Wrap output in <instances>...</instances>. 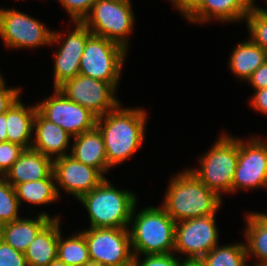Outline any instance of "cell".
Wrapping results in <instances>:
<instances>
[{
    "label": "cell",
    "mask_w": 267,
    "mask_h": 266,
    "mask_svg": "<svg viewBox=\"0 0 267 266\" xmlns=\"http://www.w3.org/2000/svg\"><path fill=\"white\" fill-rule=\"evenodd\" d=\"M60 221L51 220L30 243L24 252L27 266H48L57 259Z\"/></svg>",
    "instance_id": "44dd1931"
},
{
    "label": "cell",
    "mask_w": 267,
    "mask_h": 266,
    "mask_svg": "<svg viewBox=\"0 0 267 266\" xmlns=\"http://www.w3.org/2000/svg\"><path fill=\"white\" fill-rule=\"evenodd\" d=\"M245 19L250 39L267 52V13L253 5Z\"/></svg>",
    "instance_id": "f1b7e54d"
},
{
    "label": "cell",
    "mask_w": 267,
    "mask_h": 266,
    "mask_svg": "<svg viewBox=\"0 0 267 266\" xmlns=\"http://www.w3.org/2000/svg\"><path fill=\"white\" fill-rule=\"evenodd\" d=\"M48 266H68V265H66L64 262H62V261H60L58 259H55L52 262H50L48 264Z\"/></svg>",
    "instance_id": "60d3db41"
},
{
    "label": "cell",
    "mask_w": 267,
    "mask_h": 266,
    "mask_svg": "<svg viewBox=\"0 0 267 266\" xmlns=\"http://www.w3.org/2000/svg\"><path fill=\"white\" fill-rule=\"evenodd\" d=\"M4 83L0 87V114L7 112L13 103L20 97L19 88H7Z\"/></svg>",
    "instance_id": "e575fe53"
},
{
    "label": "cell",
    "mask_w": 267,
    "mask_h": 266,
    "mask_svg": "<svg viewBox=\"0 0 267 266\" xmlns=\"http://www.w3.org/2000/svg\"><path fill=\"white\" fill-rule=\"evenodd\" d=\"M73 22H82L97 0H58Z\"/></svg>",
    "instance_id": "4dcf8cb0"
},
{
    "label": "cell",
    "mask_w": 267,
    "mask_h": 266,
    "mask_svg": "<svg viewBox=\"0 0 267 266\" xmlns=\"http://www.w3.org/2000/svg\"><path fill=\"white\" fill-rule=\"evenodd\" d=\"M53 174L58 196V187H61L76 199L96 188L105 179L97 168L79 162L70 154L53 159Z\"/></svg>",
    "instance_id": "5bb4252c"
},
{
    "label": "cell",
    "mask_w": 267,
    "mask_h": 266,
    "mask_svg": "<svg viewBox=\"0 0 267 266\" xmlns=\"http://www.w3.org/2000/svg\"><path fill=\"white\" fill-rule=\"evenodd\" d=\"M24 147L12 142H0V175L4 176L5 173L11 168L13 163L19 158L20 154L24 151Z\"/></svg>",
    "instance_id": "1f68e13d"
},
{
    "label": "cell",
    "mask_w": 267,
    "mask_h": 266,
    "mask_svg": "<svg viewBox=\"0 0 267 266\" xmlns=\"http://www.w3.org/2000/svg\"><path fill=\"white\" fill-rule=\"evenodd\" d=\"M54 181L55 176L52 171L45 179L17 184L14 188L19 205L21 201L34 205H46L56 201L59 196Z\"/></svg>",
    "instance_id": "cb8c5ba5"
},
{
    "label": "cell",
    "mask_w": 267,
    "mask_h": 266,
    "mask_svg": "<svg viewBox=\"0 0 267 266\" xmlns=\"http://www.w3.org/2000/svg\"><path fill=\"white\" fill-rule=\"evenodd\" d=\"M57 259L68 266H91L88 246L82 232L62 239L59 234L57 246Z\"/></svg>",
    "instance_id": "d4e9b609"
},
{
    "label": "cell",
    "mask_w": 267,
    "mask_h": 266,
    "mask_svg": "<svg viewBox=\"0 0 267 266\" xmlns=\"http://www.w3.org/2000/svg\"><path fill=\"white\" fill-rule=\"evenodd\" d=\"M126 52L122 45L91 34L80 59L79 74L108 82L117 89Z\"/></svg>",
    "instance_id": "52a82bcc"
},
{
    "label": "cell",
    "mask_w": 267,
    "mask_h": 266,
    "mask_svg": "<svg viewBox=\"0 0 267 266\" xmlns=\"http://www.w3.org/2000/svg\"><path fill=\"white\" fill-rule=\"evenodd\" d=\"M246 247L243 243L214 247L201 262L205 266H247Z\"/></svg>",
    "instance_id": "484cf974"
},
{
    "label": "cell",
    "mask_w": 267,
    "mask_h": 266,
    "mask_svg": "<svg viewBox=\"0 0 267 266\" xmlns=\"http://www.w3.org/2000/svg\"><path fill=\"white\" fill-rule=\"evenodd\" d=\"M267 61V52L250 38L238 44L229 58V66L237 78L245 79Z\"/></svg>",
    "instance_id": "7402d4cb"
},
{
    "label": "cell",
    "mask_w": 267,
    "mask_h": 266,
    "mask_svg": "<svg viewBox=\"0 0 267 266\" xmlns=\"http://www.w3.org/2000/svg\"><path fill=\"white\" fill-rule=\"evenodd\" d=\"M239 156V139L223 134L200 159V169H190L209 189L221 193L232 192V182Z\"/></svg>",
    "instance_id": "5b68a950"
},
{
    "label": "cell",
    "mask_w": 267,
    "mask_h": 266,
    "mask_svg": "<svg viewBox=\"0 0 267 266\" xmlns=\"http://www.w3.org/2000/svg\"><path fill=\"white\" fill-rule=\"evenodd\" d=\"M146 119L144 110L120 108V104L97 117L96 127L102 134L110 167L121 164L142 146Z\"/></svg>",
    "instance_id": "6da1fadb"
},
{
    "label": "cell",
    "mask_w": 267,
    "mask_h": 266,
    "mask_svg": "<svg viewBox=\"0 0 267 266\" xmlns=\"http://www.w3.org/2000/svg\"><path fill=\"white\" fill-rule=\"evenodd\" d=\"M146 258L139 261V255L133 256L132 266H181L182 259L176 257L175 254H152L145 255Z\"/></svg>",
    "instance_id": "d6a6232c"
},
{
    "label": "cell",
    "mask_w": 267,
    "mask_h": 266,
    "mask_svg": "<svg viewBox=\"0 0 267 266\" xmlns=\"http://www.w3.org/2000/svg\"><path fill=\"white\" fill-rule=\"evenodd\" d=\"M53 171V159L32 148L24 149L3 176L15 187L19 183L45 179Z\"/></svg>",
    "instance_id": "2e32d148"
},
{
    "label": "cell",
    "mask_w": 267,
    "mask_h": 266,
    "mask_svg": "<svg viewBox=\"0 0 267 266\" xmlns=\"http://www.w3.org/2000/svg\"><path fill=\"white\" fill-rule=\"evenodd\" d=\"M247 258L251 255L258 259L254 266H264L267 264V214L248 213L246 214Z\"/></svg>",
    "instance_id": "603a6c76"
},
{
    "label": "cell",
    "mask_w": 267,
    "mask_h": 266,
    "mask_svg": "<svg viewBox=\"0 0 267 266\" xmlns=\"http://www.w3.org/2000/svg\"><path fill=\"white\" fill-rule=\"evenodd\" d=\"M267 188V141L250 138L249 142L239 139V156L232 193L243 190Z\"/></svg>",
    "instance_id": "4fadbf2b"
},
{
    "label": "cell",
    "mask_w": 267,
    "mask_h": 266,
    "mask_svg": "<svg viewBox=\"0 0 267 266\" xmlns=\"http://www.w3.org/2000/svg\"><path fill=\"white\" fill-rule=\"evenodd\" d=\"M253 5L252 0H200L185 18L196 24L213 18L222 22H235L245 20Z\"/></svg>",
    "instance_id": "9a60e30c"
},
{
    "label": "cell",
    "mask_w": 267,
    "mask_h": 266,
    "mask_svg": "<svg viewBox=\"0 0 267 266\" xmlns=\"http://www.w3.org/2000/svg\"><path fill=\"white\" fill-rule=\"evenodd\" d=\"M136 199L133 192L116 189L105 178L78 200L89 214L91 228H128Z\"/></svg>",
    "instance_id": "277c9868"
},
{
    "label": "cell",
    "mask_w": 267,
    "mask_h": 266,
    "mask_svg": "<svg viewBox=\"0 0 267 266\" xmlns=\"http://www.w3.org/2000/svg\"><path fill=\"white\" fill-rule=\"evenodd\" d=\"M34 129L36 137L33 140L32 149L51 159L54 155H56L54 158L68 155L65 152L72 136L63 128L44 119L37 112L34 118Z\"/></svg>",
    "instance_id": "e0dca14e"
},
{
    "label": "cell",
    "mask_w": 267,
    "mask_h": 266,
    "mask_svg": "<svg viewBox=\"0 0 267 266\" xmlns=\"http://www.w3.org/2000/svg\"><path fill=\"white\" fill-rule=\"evenodd\" d=\"M91 266H132L133 252L128 228H89L82 231Z\"/></svg>",
    "instance_id": "9c48e42d"
},
{
    "label": "cell",
    "mask_w": 267,
    "mask_h": 266,
    "mask_svg": "<svg viewBox=\"0 0 267 266\" xmlns=\"http://www.w3.org/2000/svg\"><path fill=\"white\" fill-rule=\"evenodd\" d=\"M0 266H27L23 252L15 250L0 238Z\"/></svg>",
    "instance_id": "836d02e7"
},
{
    "label": "cell",
    "mask_w": 267,
    "mask_h": 266,
    "mask_svg": "<svg viewBox=\"0 0 267 266\" xmlns=\"http://www.w3.org/2000/svg\"><path fill=\"white\" fill-rule=\"evenodd\" d=\"M71 156L79 162L97 168L102 174L111 168L107 162L105 144L97 127L74 137Z\"/></svg>",
    "instance_id": "ac0fdd59"
},
{
    "label": "cell",
    "mask_w": 267,
    "mask_h": 266,
    "mask_svg": "<svg viewBox=\"0 0 267 266\" xmlns=\"http://www.w3.org/2000/svg\"><path fill=\"white\" fill-rule=\"evenodd\" d=\"M181 266H205L201 260H185L183 258Z\"/></svg>",
    "instance_id": "ab89813d"
},
{
    "label": "cell",
    "mask_w": 267,
    "mask_h": 266,
    "mask_svg": "<svg viewBox=\"0 0 267 266\" xmlns=\"http://www.w3.org/2000/svg\"><path fill=\"white\" fill-rule=\"evenodd\" d=\"M218 246L215 214L179 221L175 224L174 253H182L185 260H201Z\"/></svg>",
    "instance_id": "30bf717a"
},
{
    "label": "cell",
    "mask_w": 267,
    "mask_h": 266,
    "mask_svg": "<svg viewBox=\"0 0 267 266\" xmlns=\"http://www.w3.org/2000/svg\"><path fill=\"white\" fill-rule=\"evenodd\" d=\"M81 57L55 55L54 58V89H58L66 81L79 74Z\"/></svg>",
    "instance_id": "f546056e"
},
{
    "label": "cell",
    "mask_w": 267,
    "mask_h": 266,
    "mask_svg": "<svg viewBox=\"0 0 267 266\" xmlns=\"http://www.w3.org/2000/svg\"><path fill=\"white\" fill-rule=\"evenodd\" d=\"M39 20L16 9L0 8V37L11 48H36L61 43L63 34L48 30Z\"/></svg>",
    "instance_id": "ba28073f"
},
{
    "label": "cell",
    "mask_w": 267,
    "mask_h": 266,
    "mask_svg": "<svg viewBox=\"0 0 267 266\" xmlns=\"http://www.w3.org/2000/svg\"><path fill=\"white\" fill-rule=\"evenodd\" d=\"M135 208L130 219L132 228H128L133 255L174 253L176 222L162 206L146 207L136 215Z\"/></svg>",
    "instance_id": "3957f363"
},
{
    "label": "cell",
    "mask_w": 267,
    "mask_h": 266,
    "mask_svg": "<svg viewBox=\"0 0 267 266\" xmlns=\"http://www.w3.org/2000/svg\"><path fill=\"white\" fill-rule=\"evenodd\" d=\"M221 197L203 184L190 169L173 177L162 204L177 223L182 220L216 214Z\"/></svg>",
    "instance_id": "7a4b0ae2"
},
{
    "label": "cell",
    "mask_w": 267,
    "mask_h": 266,
    "mask_svg": "<svg viewBox=\"0 0 267 266\" xmlns=\"http://www.w3.org/2000/svg\"><path fill=\"white\" fill-rule=\"evenodd\" d=\"M59 216L50 217L46 212L38 214L35 219L18 218L10 223L1 225V239L15 250L25 252L36 235L51 221Z\"/></svg>",
    "instance_id": "d6986e66"
},
{
    "label": "cell",
    "mask_w": 267,
    "mask_h": 266,
    "mask_svg": "<svg viewBox=\"0 0 267 266\" xmlns=\"http://www.w3.org/2000/svg\"><path fill=\"white\" fill-rule=\"evenodd\" d=\"M134 16L130 0H97L82 23L92 34L128 49L126 40L133 31Z\"/></svg>",
    "instance_id": "8992f818"
},
{
    "label": "cell",
    "mask_w": 267,
    "mask_h": 266,
    "mask_svg": "<svg viewBox=\"0 0 267 266\" xmlns=\"http://www.w3.org/2000/svg\"><path fill=\"white\" fill-rule=\"evenodd\" d=\"M53 96L36 105L37 112L49 122L63 128L72 137L96 127L97 116L90 110L69 100L59 89Z\"/></svg>",
    "instance_id": "8fae6325"
},
{
    "label": "cell",
    "mask_w": 267,
    "mask_h": 266,
    "mask_svg": "<svg viewBox=\"0 0 267 266\" xmlns=\"http://www.w3.org/2000/svg\"><path fill=\"white\" fill-rule=\"evenodd\" d=\"M250 104L260 113L267 114V87L256 90Z\"/></svg>",
    "instance_id": "8d00e7d4"
},
{
    "label": "cell",
    "mask_w": 267,
    "mask_h": 266,
    "mask_svg": "<svg viewBox=\"0 0 267 266\" xmlns=\"http://www.w3.org/2000/svg\"><path fill=\"white\" fill-rule=\"evenodd\" d=\"M19 202L15 188L6 179L0 177V224L10 223L20 218Z\"/></svg>",
    "instance_id": "83f0119b"
},
{
    "label": "cell",
    "mask_w": 267,
    "mask_h": 266,
    "mask_svg": "<svg viewBox=\"0 0 267 266\" xmlns=\"http://www.w3.org/2000/svg\"><path fill=\"white\" fill-rule=\"evenodd\" d=\"M36 113V105L25 108L19 97L6 112L7 141L31 148Z\"/></svg>",
    "instance_id": "ffe728a7"
},
{
    "label": "cell",
    "mask_w": 267,
    "mask_h": 266,
    "mask_svg": "<svg viewBox=\"0 0 267 266\" xmlns=\"http://www.w3.org/2000/svg\"><path fill=\"white\" fill-rule=\"evenodd\" d=\"M182 15H186L200 0H170Z\"/></svg>",
    "instance_id": "74e56055"
},
{
    "label": "cell",
    "mask_w": 267,
    "mask_h": 266,
    "mask_svg": "<svg viewBox=\"0 0 267 266\" xmlns=\"http://www.w3.org/2000/svg\"><path fill=\"white\" fill-rule=\"evenodd\" d=\"M58 89L69 100L90 110L97 117L110 112L120 104L114 96L117 89L112 84L81 74L66 81Z\"/></svg>",
    "instance_id": "7c38bea8"
},
{
    "label": "cell",
    "mask_w": 267,
    "mask_h": 266,
    "mask_svg": "<svg viewBox=\"0 0 267 266\" xmlns=\"http://www.w3.org/2000/svg\"><path fill=\"white\" fill-rule=\"evenodd\" d=\"M5 83L3 77L0 75V87Z\"/></svg>",
    "instance_id": "b9f144b4"
},
{
    "label": "cell",
    "mask_w": 267,
    "mask_h": 266,
    "mask_svg": "<svg viewBox=\"0 0 267 266\" xmlns=\"http://www.w3.org/2000/svg\"><path fill=\"white\" fill-rule=\"evenodd\" d=\"M0 142H7L6 112L0 114Z\"/></svg>",
    "instance_id": "f35d334b"
},
{
    "label": "cell",
    "mask_w": 267,
    "mask_h": 266,
    "mask_svg": "<svg viewBox=\"0 0 267 266\" xmlns=\"http://www.w3.org/2000/svg\"><path fill=\"white\" fill-rule=\"evenodd\" d=\"M73 24L76 28L66 34L65 41L55 55L82 57L87 38L92 33L82 22H73Z\"/></svg>",
    "instance_id": "4316f807"
},
{
    "label": "cell",
    "mask_w": 267,
    "mask_h": 266,
    "mask_svg": "<svg viewBox=\"0 0 267 266\" xmlns=\"http://www.w3.org/2000/svg\"><path fill=\"white\" fill-rule=\"evenodd\" d=\"M255 90L267 87V61L262 64L247 80Z\"/></svg>",
    "instance_id": "d590c367"
},
{
    "label": "cell",
    "mask_w": 267,
    "mask_h": 266,
    "mask_svg": "<svg viewBox=\"0 0 267 266\" xmlns=\"http://www.w3.org/2000/svg\"><path fill=\"white\" fill-rule=\"evenodd\" d=\"M266 2H267V0H265ZM260 10H262L263 12H265V13H267V9L265 10V9H263V8H260V7H258Z\"/></svg>",
    "instance_id": "7bdbcfd3"
}]
</instances>
